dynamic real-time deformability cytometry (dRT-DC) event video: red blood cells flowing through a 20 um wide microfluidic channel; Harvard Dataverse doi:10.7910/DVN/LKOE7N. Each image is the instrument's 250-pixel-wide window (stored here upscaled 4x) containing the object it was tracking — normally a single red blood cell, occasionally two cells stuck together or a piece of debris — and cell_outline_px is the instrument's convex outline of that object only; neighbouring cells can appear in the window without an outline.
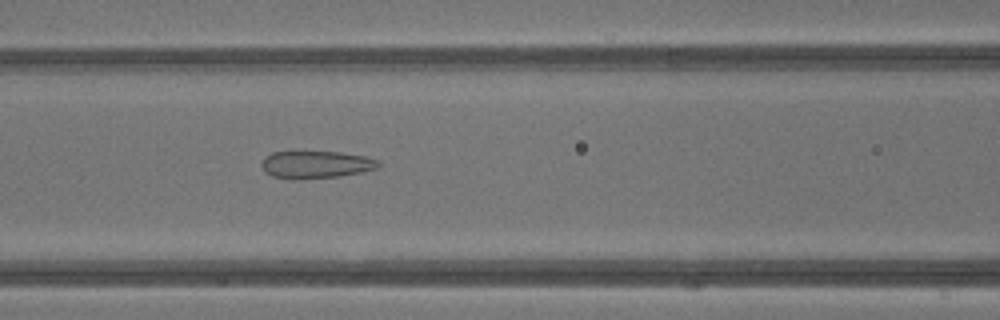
{"species": "common noctule bat (a hibernating species)", "species_latin": "Nyctalus noctula", "temperature_condition": "warm", "stored_images_in_passage": 42, "camera_frame_rate_fps": 3000, "um_per_image_px": 0.085, "animal": {"sex": "male", "body_mass_g": 13.3}, "frame": {"image": 1, "passage_image": 18, "time_ms": 5.667, "image_size_px": [1000, 320], "cell_outline_px": [[380, 164], [376, 168], [364, 172], [340, 176], [296, 180], [292, 180], [272, 176], [264, 172], [260, 164], [264, 156], [272, 152], [340, 152], [364, 156], [380, 160]], "centroid_in_image_um": [26.82, 14.0], "position_along_channel_um": 139.8, "area_um2": 18.96}}
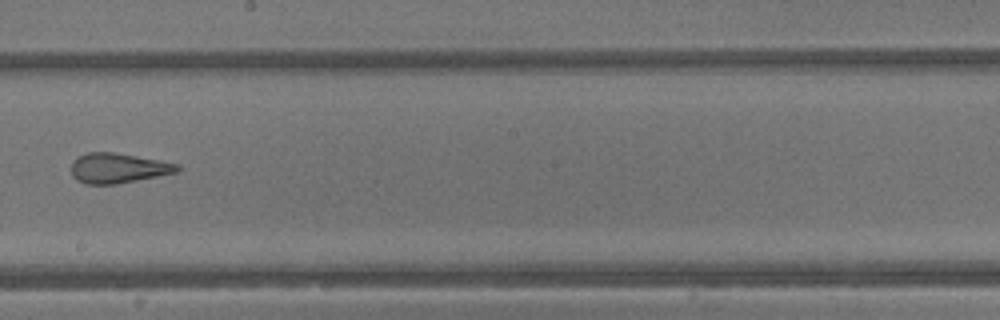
{"frame": {"image": 2, "passage_image": 24, "time_ms": 7.667, "image_size_px": [1000, 320], "cell_outline_px": [[180, 168], [176, 172], [116, 184], [88, 184], [76, 180], [72, 176], [72, 160], [76, 156], [88, 152], [112, 152], [160, 160], [180, 164]], "centroid_in_image_um": [10.0, 14.28], "position_along_channel_um": 238.2, "area_um2": 18.44}}
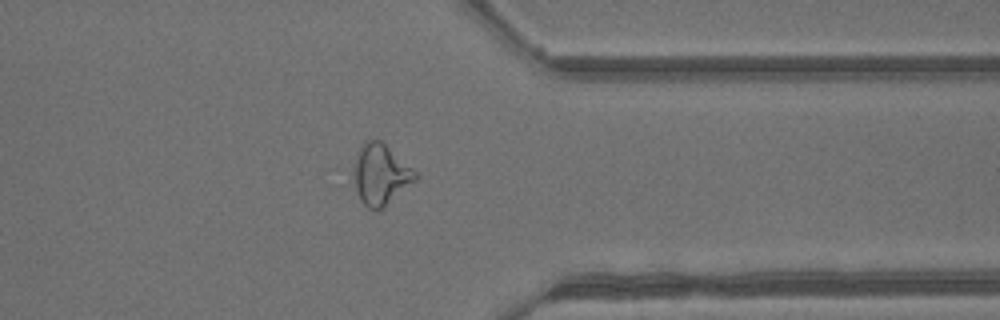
{"frame": {"image": 3, "passage_image": 33, "time_ms": 10.667, "image_size_px": [1000, 320], "cell_outline_px": [[420, 176], [416, 180], [380, 212], [376, 212], [368, 208], [360, 200], [352, 180], [348, 168], [360, 148], [368, 140], [380, 140], [412, 168]], "centroid_in_image_um": [32.29, 14.88], "position_along_channel_um": 379.1, "area_um2": 22.48}, "authors_computed_cell_mechanics": {"area_um2": 22.542, "velocity_mm_per_s": 4.9298, "shape_relaxation_time_tau1_ms": null, "shape_relaxation_time_tau2_ms": 1.2621, "deformation_change_tau1": null, "deformation_change_tau2": 0.1235}}